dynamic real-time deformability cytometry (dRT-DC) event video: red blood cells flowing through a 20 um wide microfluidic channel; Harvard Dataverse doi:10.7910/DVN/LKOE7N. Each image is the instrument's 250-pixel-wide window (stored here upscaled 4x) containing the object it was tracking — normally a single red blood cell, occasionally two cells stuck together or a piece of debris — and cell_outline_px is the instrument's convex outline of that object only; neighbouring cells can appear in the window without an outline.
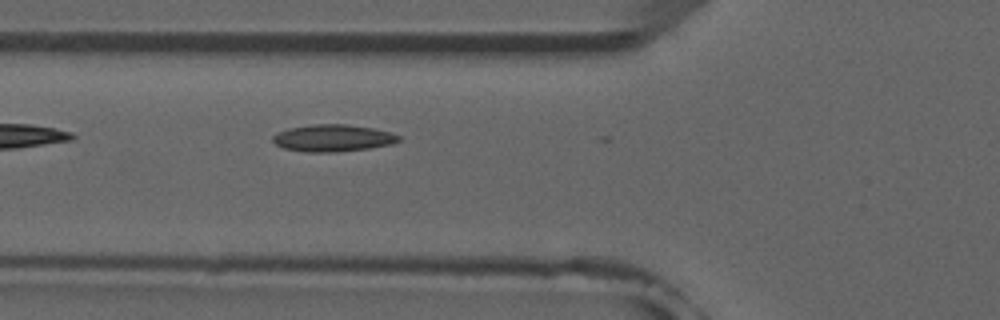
{"species": "common noctule bat (a hibernating species)", "species_latin": "Nyctalus noctula", "temperature_condition": "room temperature", "stored_images_in_passage": 5, "camera_frame_rate_fps": 3000, "um_per_image_px": 0.085, "animal": {"sex": "male", "forearm_length_mm": 52.5}, "frame": {"image": 1, "passage_image": 5, "time_ms": 4.667, "image_size_px": [1000, 320], "cell_outline_px": [[400, 140], [392, 144], [368, 148], [336, 152], [308, 152], [284, 148], [276, 144], [272, 140], [272, 136], [288, 128], [316, 124], [348, 124], [372, 128], [392, 132], [400, 136]], "centroid_in_image_um": [28.32, 11.73], "position_along_channel_um": 97.5, "area_um2": 19.71}}